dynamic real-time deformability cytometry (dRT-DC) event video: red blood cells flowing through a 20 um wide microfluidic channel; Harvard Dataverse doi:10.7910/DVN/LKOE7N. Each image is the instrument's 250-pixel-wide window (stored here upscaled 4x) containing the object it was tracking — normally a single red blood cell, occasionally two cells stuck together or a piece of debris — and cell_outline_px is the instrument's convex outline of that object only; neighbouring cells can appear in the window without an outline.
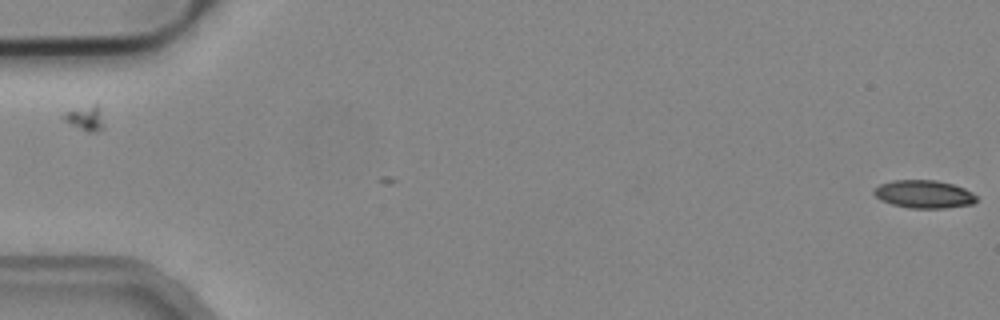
{"species": "common noctule bat (a hibernating species)", "species_latin": "Nyctalus noctula", "temperature_condition": "cold", "stored_images_in_passage": 2, "camera_frame_rate_fps": 3000, "um_per_image_px": 0.085, "animal": {"sex": "male", "body_mass_g": 19.2, "forearm_length_mm": 51.8}, "frame": {"image": 1, "passage_image": 2, "time_ms": 0.333, "image_size_px": [1000, 320], "cell_outline_px": [[976, 200], [972, 204], [944, 208], [908, 208], [892, 204], [880, 200], [872, 192], [880, 184], [892, 180], [936, 180], [952, 184], [964, 188], [972, 192], [976, 196]], "centroid_in_image_um": [78.52, 16.5], "position_along_channel_um": 6.5, "area_um2": 16.65}}